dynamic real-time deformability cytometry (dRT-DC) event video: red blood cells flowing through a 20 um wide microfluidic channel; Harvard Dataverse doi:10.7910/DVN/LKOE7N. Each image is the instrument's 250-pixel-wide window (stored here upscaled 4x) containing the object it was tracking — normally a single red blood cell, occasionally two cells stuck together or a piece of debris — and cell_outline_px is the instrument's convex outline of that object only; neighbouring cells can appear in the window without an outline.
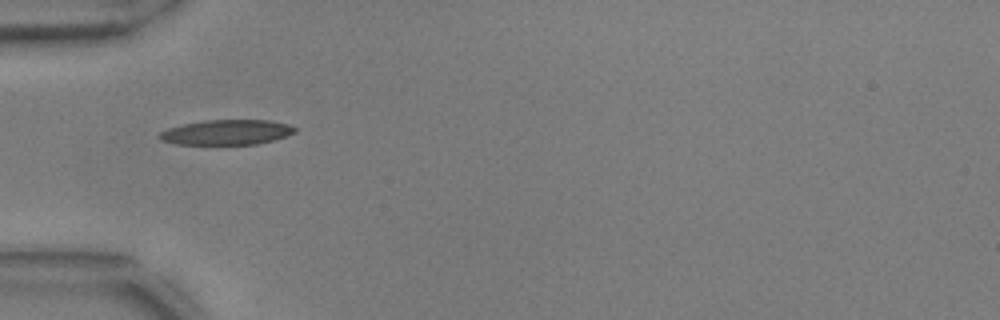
{"species": "common noctule bat (a hibernating species)", "species_latin": "Nyctalus noctula", "temperature_condition": "warm", "stored_images_in_passage": 35, "camera_frame_rate_fps": 3000, "um_per_image_px": 0.085, "animal": {"sex": "male", "body_mass_g": 17.9, "forearm_length_mm": 54.2}, "frame": {"image": 1, "passage_image": 1, "time_ms": 0.0, "image_size_px": [1000, 320], "cell_outline_px": [[296, 132], [272, 140], [256, 144], [176, 144], [160, 140], [156, 136], [160, 132], [168, 128], [180, 124], [204, 120], [272, 120], [288, 124], [296, 128]], "centroid_in_image_um": [19.22, 11.23], "position_along_channel_um": 65.8, "area_um2": 19.83}}
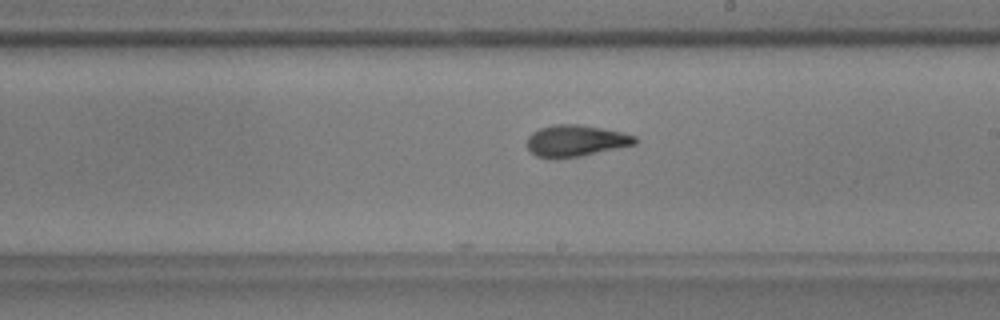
{"frame": {"image": 2, "passage_image": 15, "time_ms": 4.667, "image_size_px": [1000, 320], "cell_outline_px": [[640, 140], [636, 144], [580, 156], [556, 160], [536, 156], [528, 148], [528, 136], [532, 132], [540, 128], [552, 124], [580, 124], [604, 128], [624, 132], [636, 136]], "centroid_in_image_um": [48.96, 11.96], "position_along_channel_um": 240.0, "area_um2": 20.17}}
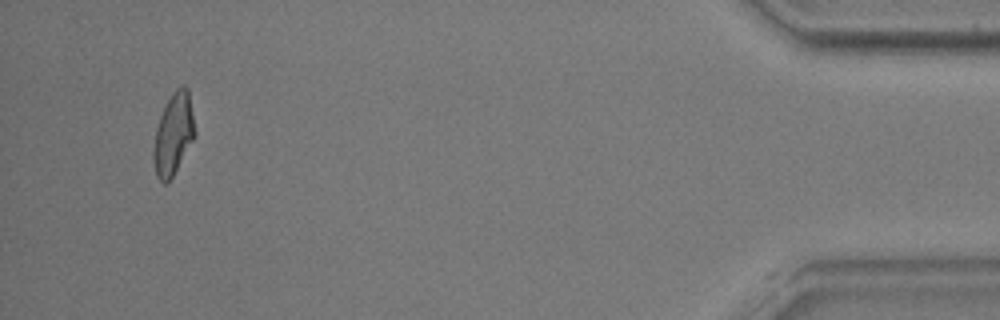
{"frame": {"image": 3, "passage_image": 35, "time_ms": 11.333, "image_size_px": [1000, 320], "cell_outline_px": [[196, 136], [172, 176], [164, 184], [156, 176], [152, 156], [152, 152], [156, 128], [160, 116], [172, 92], [180, 84], [184, 84], [188, 88], [196, 132]], "centroid_in_image_um": [14.74, 11.37], "position_along_channel_um": 420.5, "area_um2": 19.71}, "authors_computed_cell_mechanics": {"area_um2": 19.7098, "velocity_mm_per_s": 3.7576, "shape_relaxation_time_tau1_ms": 4.5362, "shape_relaxation_time_tau2_ms": 2.2066, "deformation_change_tau1": 0.1915, "deformation_change_tau2": 0.1069}}